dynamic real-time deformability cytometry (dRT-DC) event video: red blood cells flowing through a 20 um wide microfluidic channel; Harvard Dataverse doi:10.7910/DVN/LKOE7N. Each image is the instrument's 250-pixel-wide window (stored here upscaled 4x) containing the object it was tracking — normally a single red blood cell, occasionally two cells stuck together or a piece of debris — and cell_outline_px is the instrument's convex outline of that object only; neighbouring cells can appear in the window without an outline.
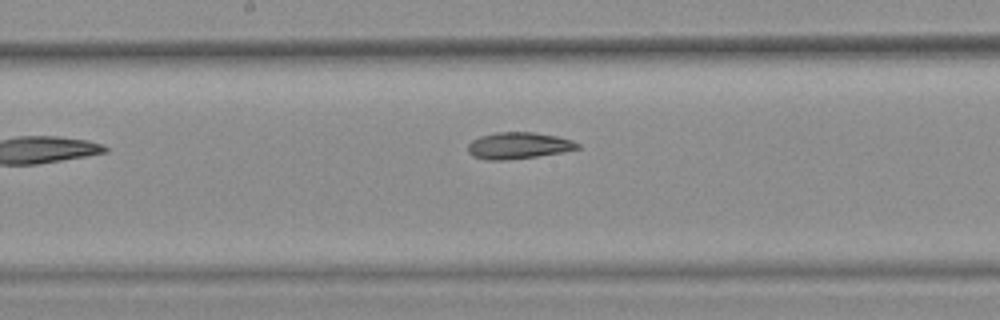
{"species": "common noctule bat (a hibernating species)", "species_latin": "Nyctalus noctula", "temperature_condition": "warm", "stored_images_in_passage": 6, "camera_frame_rate_fps": 3000, "um_per_image_px": 0.085, "animal": {"sex": "female", "body_mass_g": 25.1}, "frame": {"image": 1, "passage_image": 5, "time_ms": 1.333, "image_size_px": [1000, 320], "cell_outline_px": [[580, 148], [564, 152], [536, 156], [504, 160], [484, 160], [472, 156], [468, 152], [468, 144], [472, 140], [480, 136], [496, 132], [532, 132], [556, 136], [572, 140], [580, 144]], "centroid_in_image_um": [44.05, 12.37], "position_along_channel_um": 204.1, "area_um2": 16.99}}
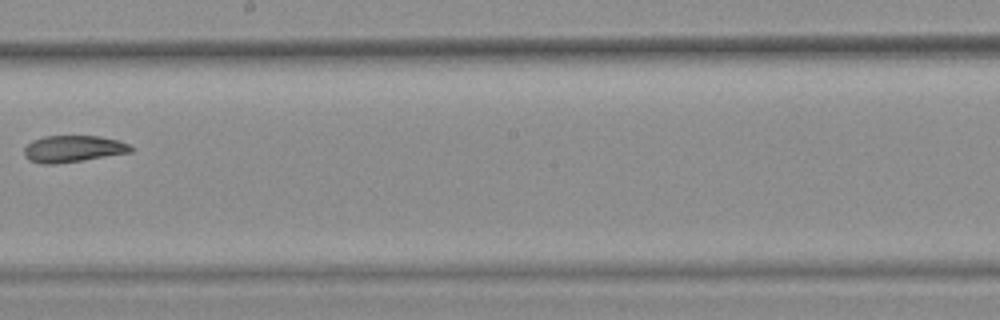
{"frame": {"image": 2, "passage_image": 6, "time_ms": 1.667, "image_size_px": [1000, 320], "cell_outline_px": [[136, 148], [132, 152], [84, 160], [56, 164], [40, 164], [28, 160], [24, 156], [24, 148], [32, 140], [44, 136], [100, 136], [120, 140]], "centroid_in_image_um": [6.23, 12.65], "position_along_channel_um": 242.0, "area_um2": 16.88}}